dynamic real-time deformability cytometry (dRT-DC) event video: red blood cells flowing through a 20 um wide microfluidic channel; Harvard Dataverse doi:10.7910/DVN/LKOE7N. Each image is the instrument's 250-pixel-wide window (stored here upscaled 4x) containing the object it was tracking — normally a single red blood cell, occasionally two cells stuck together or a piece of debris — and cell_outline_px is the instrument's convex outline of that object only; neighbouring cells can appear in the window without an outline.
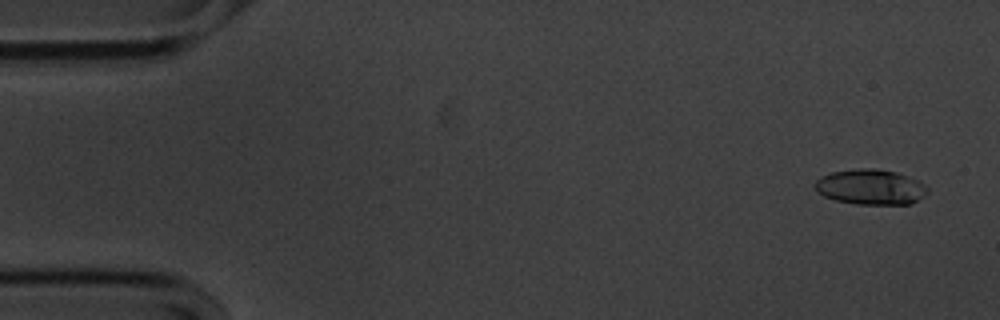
{"species": "common noctule bat (a hibernating species)", "species_latin": "Nyctalus noctula", "temperature_condition": "cold", "stored_images_in_passage": 56, "camera_frame_rate_fps": 3000, "um_per_image_px": 0.085, "animal": {"sex": "male", "body_mass_g": 20.1, "forearm_length_mm": 53.5}, "frame": {"image": 1, "passage_image": 3, "time_ms": 0.667, "image_size_px": [1000, 320], "cell_outline_px": [[928, 192], [924, 196], [912, 204], [856, 204], [836, 200], [824, 196], [816, 192], [812, 184], [820, 176], [832, 172], [860, 168], [872, 168], [896, 172], [916, 180], [924, 184], [928, 188]], "centroid_in_image_um": [73.96, 15.9], "position_along_channel_um": 11.0, "area_um2": 23.24}}
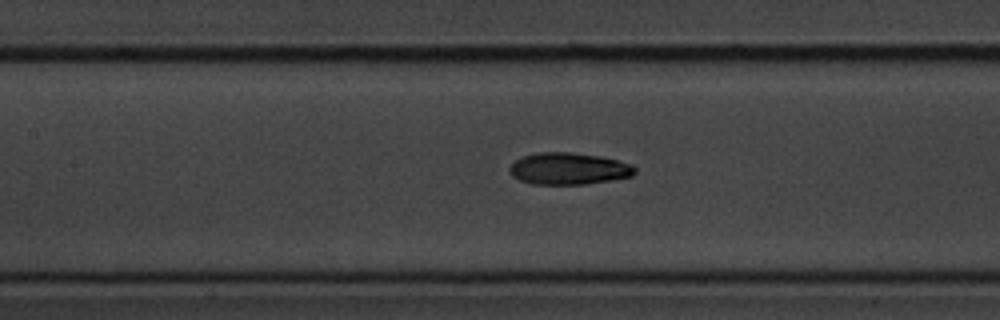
{"frame": {"image": 2, "passage_image": 25, "time_ms": 8.0, "image_size_px": [1000, 320], "cell_outline_px": [[636, 172], [632, 176], [584, 184], [532, 184], [520, 180], [512, 176], [508, 172], [508, 168], [516, 160], [524, 156], [536, 152], [572, 152], [600, 156], [632, 164], [636, 168]], "centroid_in_image_um": [48.31, 14.33], "position_along_channel_um": 159.1, "area_um2": 23.24}}
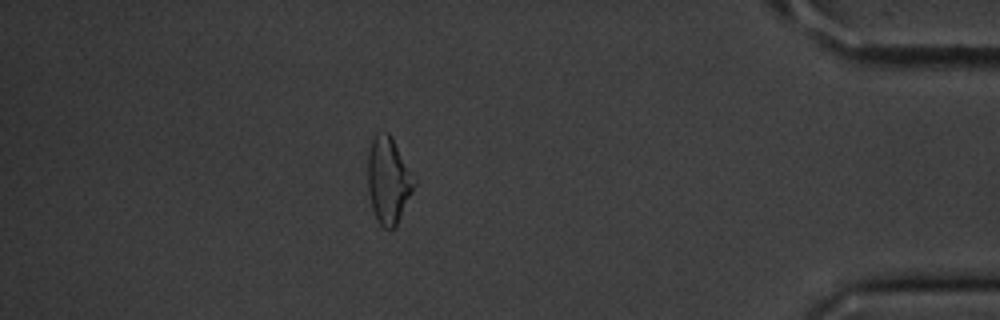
{"frame": {"image": 3, "passage_image": 49, "time_ms": 16.0, "image_size_px": [1000, 320], "cell_outline_px": [[416, 184], [396, 228], [384, 228], [376, 220], [372, 208], [368, 192], [368, 148], [372, 136], [376, 132], [388, 132], [392, 136], [416, 180]], "centroid_in_image_um": [33.0, 15.3], "position_along_channel_um": 402.2, "area_um2": 23.76}, "authors_computed_cell_mechanics": {"area_um2": 23.1489, "velocity_mm_per_s": 3.5867, "shape_relaxation_time_tau1_ms": 3.5965, "shape_relaxation_time_tau2_ms": 2.7139, "deformation_change_tau1": 0.1311, "deformation_change_tau2": 0.081}}